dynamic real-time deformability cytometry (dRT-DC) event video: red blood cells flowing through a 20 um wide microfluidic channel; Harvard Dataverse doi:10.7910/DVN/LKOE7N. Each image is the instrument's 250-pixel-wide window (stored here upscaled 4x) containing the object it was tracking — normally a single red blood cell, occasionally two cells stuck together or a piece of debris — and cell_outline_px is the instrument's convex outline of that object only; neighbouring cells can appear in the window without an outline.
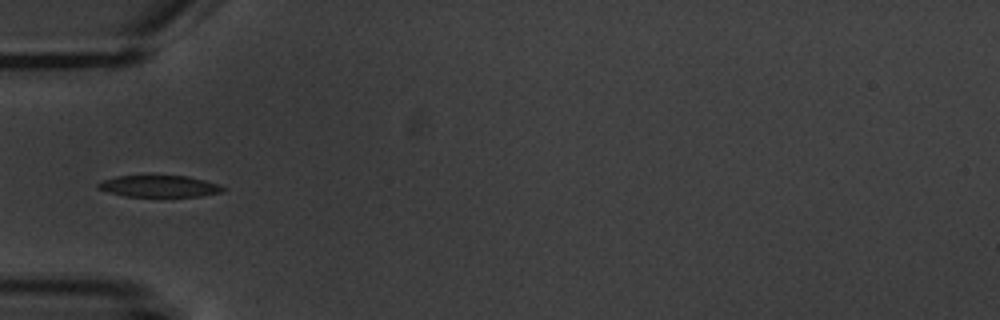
{"species": "common noctule bat (a hibernating species)", "species_latin": "Nyctalus noctula", "temperature_condition": "warm", "stored_images_in_passage": 10, "camera_frame_rate_fps": 3000, "um_per_image_px": 0.085, "animal": {"sex": "male", "body_mass_g": 20.1, "forearm_length_mm": 53.5}, "frame": {"image": 1, "passage_image": 4, "time_ms": 5.0, "image_size_px": [1000, 320], "cell_outline_px": [[228, 188], [220, 192], [200, 196], [124, 196], [108, 192], [96, 188], [96, 184], [104, 180], [116, 176], [188, 176], [204, 180]], "centroid_in_image_um": [13.5, 15.83], "position_along_channel_um": 71.5, "area_um2": 15.55}}
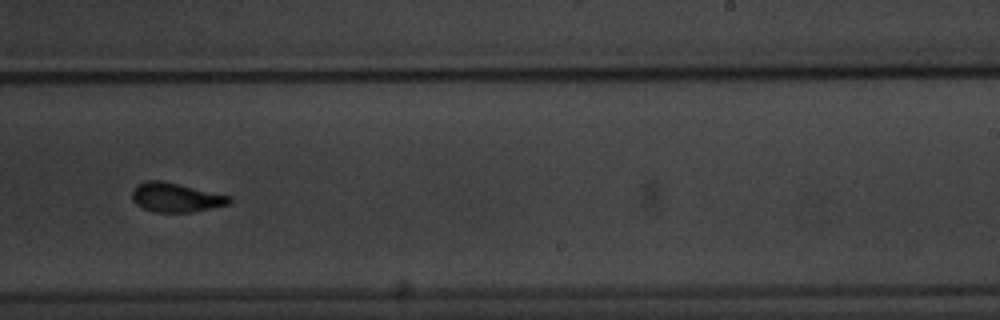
{"frame": {"image": 2, "passage_image": 9, "time_ms": 10.667, "image_size_px": [1000, 320], "cell_outline_px": [[232, 200], [228, 204], [192, 212], [156, 212], [144, 208], [136, 204], [132, 200], [132, 188], [136, 184], [148, 180], [160, 180], [180, 184], [232, 196]], "centroid_in_image_um": [14.93, 16.77], "position_along_channel_um": 274.1, "area_um2": 16.59}}
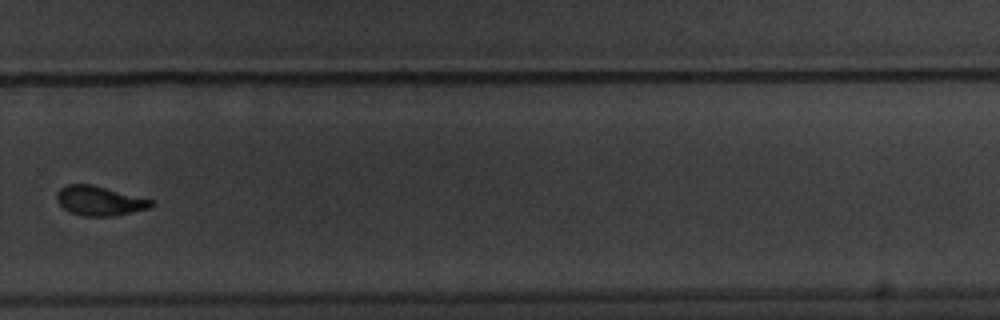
{"frame": {"image": 3, "passage_image": 10, "time_ms": 12.0, "image_size_px": [1000, 320], "cell_outline_px": [[156, 204], [148, 208], [116, 216], [84, 216], [68, 212], [56, 200], [56, 192], [60, 188], [68, 184], [92, 184], [152, 200]], "centroid_in_image_um": [8.43, 17.07], "position_along_channel_um": 321.4, "area_um2": 16.24}}